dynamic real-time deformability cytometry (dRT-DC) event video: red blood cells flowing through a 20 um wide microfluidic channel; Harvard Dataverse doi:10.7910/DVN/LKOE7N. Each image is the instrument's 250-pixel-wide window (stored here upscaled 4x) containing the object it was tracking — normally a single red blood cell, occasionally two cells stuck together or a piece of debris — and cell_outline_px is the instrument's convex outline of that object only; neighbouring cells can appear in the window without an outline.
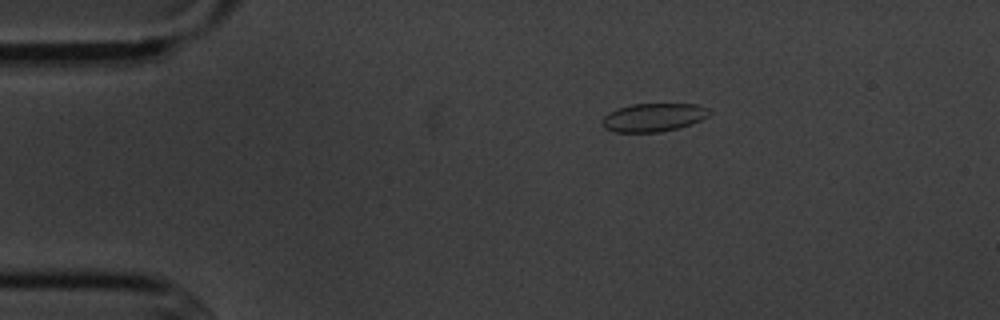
{"species": "common noctule bat (a hibernating species)", "species_latin": "Nyctalus noctula", "temperature_condition": "cold", "stored_images_in_passage": 3, "camera_frame_rate_fps": 3000, "um_per_image_px": 0.085, "animal": {"sex": "male", "body_mass_g": 20.1, "forearm_length_mm": 53.5}, "frame": {"image": 1, "passage_image": 2, "time_ms": 1.333, "image_size_px": [1000, 320], "cell_outline_px": [[712, 112], [708, 116], [692, 124], [660, 132], [616, 132], [604, 128], [600, 124], [604, 116], [608, 112], [616, 108], [632, 104], [696, 104], [708, 108]], "centroid_in_image_um": [55.52, 9.97], "position_along_channel_um": 29.5, "area_um2": 17.8}}